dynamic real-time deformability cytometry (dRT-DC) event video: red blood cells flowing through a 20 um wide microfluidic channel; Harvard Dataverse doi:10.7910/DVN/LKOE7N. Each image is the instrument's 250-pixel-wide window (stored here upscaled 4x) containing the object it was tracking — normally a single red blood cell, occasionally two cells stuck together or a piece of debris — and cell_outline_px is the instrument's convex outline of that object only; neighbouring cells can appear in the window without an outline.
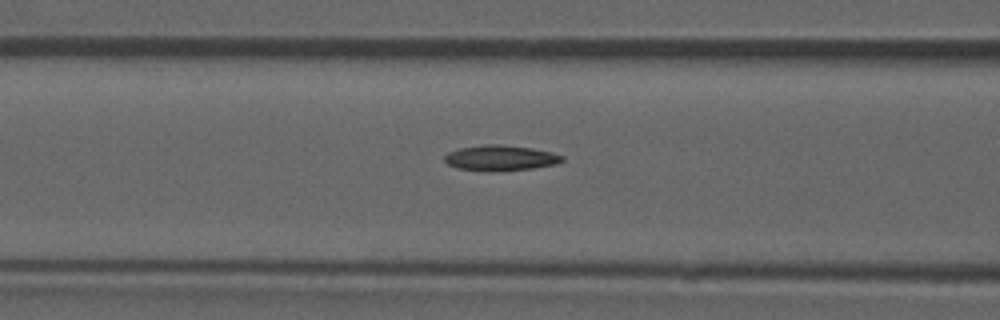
{"species": "common noctule bat (a hibernating species)", "species_latin": "Nyctalus noctula", "temperature_condition": "room temperature", "stored_images_in_passage": 48, "camera_frame_rate_fps": 3000, "um_per_image_px": 0.085, "animal": {"sex": "male", "forearm_length_mm": 52.5}, "frame": {"image": 1, "passage_image": 21, "time_ms": 6.667, "image_size_px": [1000, 320], "cell_outline_px": [[564, 160], [556, 164], [532, 168], [488, 172], [456, 168], [448, 164], [444, 160], [444, 156], [448, 152], [460, 148], [484, 144], [500, 144], [532, 148], [552, 152], [564, 156]], "centroid_in_image_um": [42.52, 13.42], "position_along_channel_um": 124.1, "area_um2": 17.57}, "authors_computed_cell_mechanics": {"area_um2": 17.1955, "velocity_mm_per_s": 3.9224, "shape_relaxation_time_tau1_ms": null, "shape_relaxation_time_tau2_ms": 5.231, "deformation_change_tau1": null, "deformation_change_tau2": 0.1261}}